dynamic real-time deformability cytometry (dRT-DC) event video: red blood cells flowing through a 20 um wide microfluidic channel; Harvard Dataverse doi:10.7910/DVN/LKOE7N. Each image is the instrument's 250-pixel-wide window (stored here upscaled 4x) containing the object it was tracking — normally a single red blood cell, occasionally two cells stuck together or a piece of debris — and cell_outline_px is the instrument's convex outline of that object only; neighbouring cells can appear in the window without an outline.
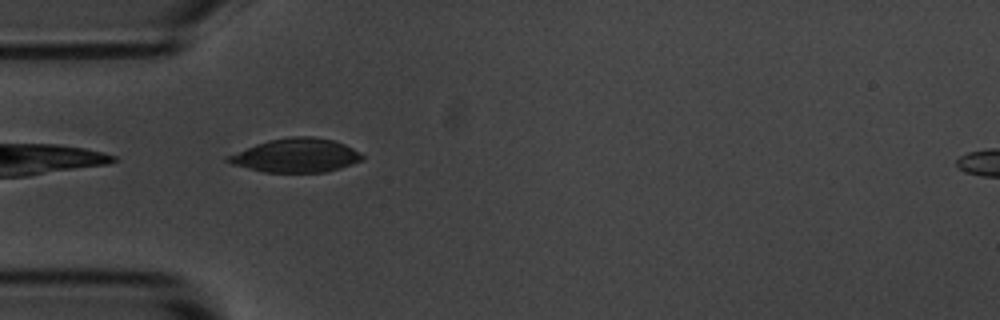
{"species": "common noctule bat (a hibernating species)", "species_latin": "Nyctalus noctula", "temperature_condition": "room temperature", "stored_images_in_passage": 6, "camera_frame_rate_fps": 3000, "um_per_image_px": 0.085, "animal": {"sex": "male", "body_mass_g": 20.1, "forearm_length_mm": 53.5}, "frame": {"image": 1, "passage_image": 5, "time_ms": 4.667, "image_size_px": [1000, 320], "cell_outline_px": [[364, 160], [340, 168], [324, 172], [264, 172], [232, 164], [224, 160], [224, 156], [256, 144], [268, 140], [292, 136], [312, 136], [332, 140], [344, 144], [360, 152], [364, 156]], "centroid_in_image_um": [25.15, 13.21], "position_along_channel_um": 59.9, "area_um2": 26.47}}